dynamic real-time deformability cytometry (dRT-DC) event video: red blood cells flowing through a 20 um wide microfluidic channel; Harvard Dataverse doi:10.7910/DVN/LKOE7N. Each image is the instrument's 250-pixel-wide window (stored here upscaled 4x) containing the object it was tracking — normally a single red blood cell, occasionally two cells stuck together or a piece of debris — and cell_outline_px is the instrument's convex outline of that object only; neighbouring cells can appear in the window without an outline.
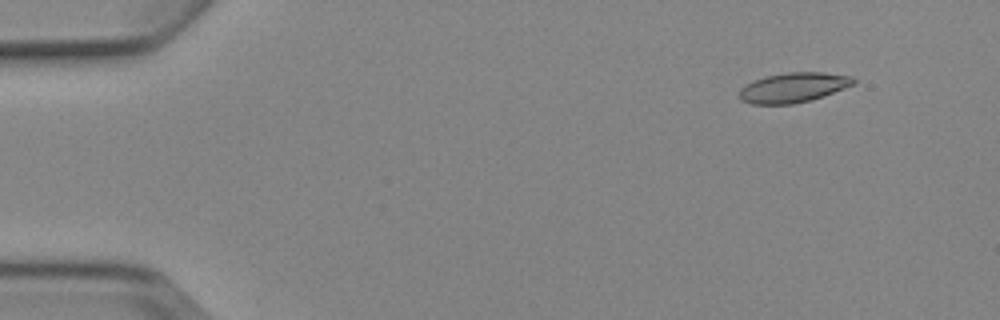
{"species": "Egyptian fruit bat (a non-hibernating species)", "species_latin": "Rousettus aegyptiacus", "temperature_condition": "cold", "stored_images_in_passage": 6, "camera_frame_rate_fps": 3000, "um_per_image_px": 0.085, "animal": {"sex": "female"}, "frame": {"image": 1, "passage_image": 2, "time_ms": 1.333, "image_size_px": [1000, 320], "cell_outline_px": [[856, 84], [824, 96], [812, 100], [792, 104], [752, 104], [740, 100], [740, 88], [752, 80], [764, 76], [788, 72], [824, 72], [852, 76], [856, 80]], "centroid_in_image_um": [67.45, 7.43], "position_along_channel_um": 17.5, "area_um2": 20.11}}
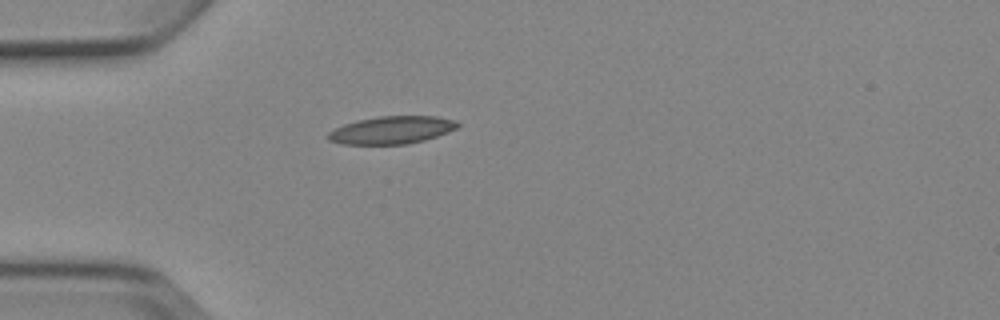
{"frame": {"image": 2, "passage_image": 5, "time_ms": 4.667, "image_size_px": [1000, 320], "cell_outline_px": [[460, 124], [456, 128], [448, 132], [424, 140], [408, 144], [340, 144], [328, 140], [324, 136], [328, 132], [344, 124], [356, 120], [380, 116], [436, 116], [456, 120]], "centroid_in_image_um": [33.26, 11.05], "position_along_channel_um": 51.7, "area_um2": 20.98}}